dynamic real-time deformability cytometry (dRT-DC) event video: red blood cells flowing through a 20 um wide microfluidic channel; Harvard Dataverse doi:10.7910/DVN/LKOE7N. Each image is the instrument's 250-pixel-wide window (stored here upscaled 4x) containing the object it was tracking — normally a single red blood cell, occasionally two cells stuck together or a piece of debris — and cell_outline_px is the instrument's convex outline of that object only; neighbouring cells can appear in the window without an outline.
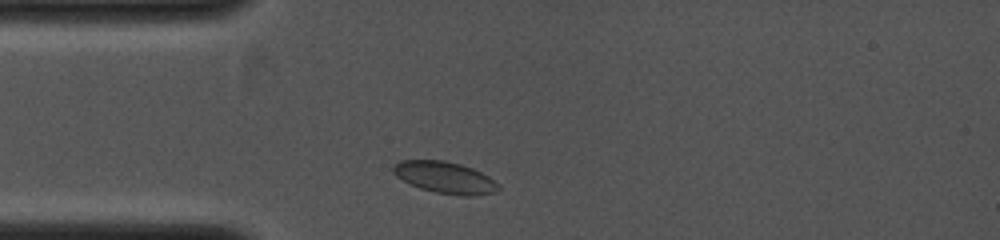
{"species": "common noctule bat (a hibernating species)", "species_latin": "Nyctalus noctula", "temperature_condition": "cold", "stored_images_in_passage": 5, "camera_frame_rate_fps": 4000, "um_per_image_px": 0.085, "animal": {"sex": "female", "body_mass_g": 19.0, "forearm_length_mm": 53.3}, "frame": {"image": 1, "passage_image": 2, "time_ms": 0.5, "image_size_px": [1000, 240], "cell_outline_px": [[500, 188], [496, 192], [472, 196], [464, 196], [436, 192], [420, 188], [396, 176], [392, 172], [392, 168], [400, 160], [444, 160], [460, 164], [472, 168], [488, 176]], "centroid_in_image_um": [37.81, 15.08], "position_along_channel_um": 47.2, "area_um2": 19.13}}
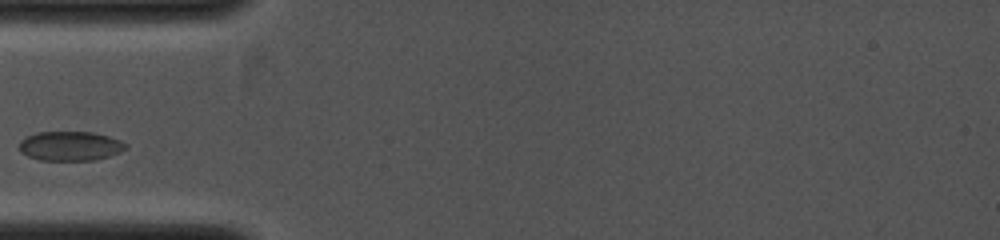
{"frame": {"image": 2, "passage_image": 4, "time_ms": 1.25, "image_size_px": [1000, 240], "cell_outline_px": [[128, 148], [120, 152], [96, 160], [40, 160], [28, 156], [20, 152], [20, 140], [24, 136], [36, 132], [92, 132], [108, 136], [120, 140], [128, 144]], "centroid_in_image_um": [5.96, 12.4], "position_along_channel_um": 79.0, "area_um2": 18.38}}